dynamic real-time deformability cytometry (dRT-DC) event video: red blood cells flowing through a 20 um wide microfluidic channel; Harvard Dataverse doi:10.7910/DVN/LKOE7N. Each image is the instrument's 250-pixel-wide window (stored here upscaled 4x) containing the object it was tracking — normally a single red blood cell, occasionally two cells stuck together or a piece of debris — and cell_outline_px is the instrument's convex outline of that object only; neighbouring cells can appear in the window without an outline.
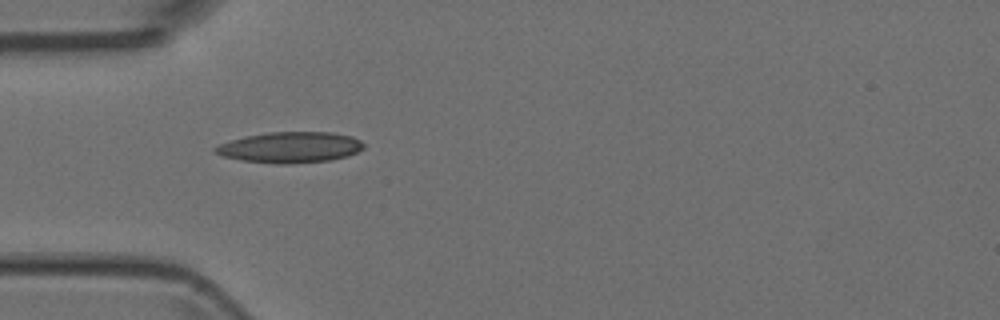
{"species": "Egyptian fruit bat (a non-hibernating species)", "species_latin": "Rousettus aegyptiacus", "temperature_condition": "room temperature", "stored_images_in_passage": 4, "camera_frame_rate_fps": 3000, "um_per_image_px": 0.085, "animal": {"sex": "female"}, "frame": {"image": 1, "passage_image": 3, "time_ms": 0.667, "image_size_px": [1000, 320], "cell_outline_px": [[364, 148], [348, 156], [332, 160], [292, 164], [276, 164], [240, 160], [220, 156], [212, 152], [212, 148], [220, 144], [244, 136], [268, 132], [332, 132], [352, 136], [360, 140], [364, 144]], "centroid_in_image_um": [24.64, 12.53], "position_along_channel_um": 60.4, "area_um2": 27.05}}
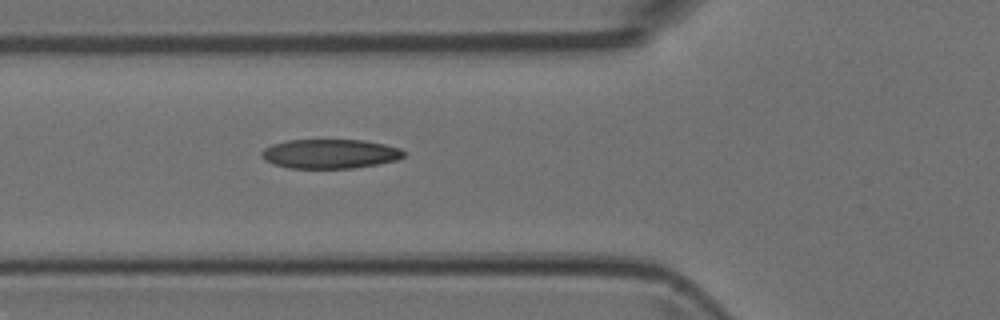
{"frame": {"image": 2, "passage_image": 4, "time_ms": 1.0, "image_size_px": [1000, 320], "cell_outline_px": [[404, 156], [396, 160], [376, 164], [352, 168], [288, 168], [272, 164], [264, 160], [260, 156], [260, 152], [264, 148], [272, 144], [288, 140], [364, 140], [384, 144], [400, 148], [404, 152]], "centroid_in_image_um": [27.99, 13.07], "position_along_channel_um": 97.8, "area_um2": 24.33}}